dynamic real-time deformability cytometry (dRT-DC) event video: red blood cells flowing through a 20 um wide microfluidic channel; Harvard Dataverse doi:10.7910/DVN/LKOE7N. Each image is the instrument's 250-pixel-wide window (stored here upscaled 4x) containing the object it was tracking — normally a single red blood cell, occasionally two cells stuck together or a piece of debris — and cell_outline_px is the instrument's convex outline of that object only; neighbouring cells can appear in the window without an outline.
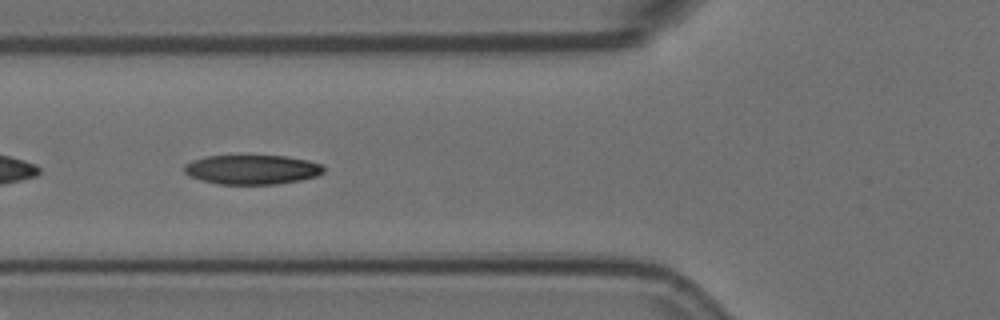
{"species": "Egyptian fruit bat (a non-hibernating species)", "species_latin": "Rousettus aegyptiacus", "temperature_condition": "room temperature", "stored_images_in_passage": 42, "camera_frame_rate_fps": 3000, "um_per_image_px": 0.085, "animal": {"sex": "female"}, "frame": {"image": 1, "passage_image": 5, "time_ms": 1.333, "image_size_px": [1000, 320], "cell_outline_px": [[324, 172], [316, 176], [300, 180], [276, 184], [220, 184], [200, 180], [188, 176], [184, 172], [184, 164], [192, 160], [204, 156], [284, 156], [308, 160], [320, 164], [324, 168]], "centroid_in_image_um": [21.38, 14.41], "position_along_channel_um": 104.4, "area_um2": 23.93}}
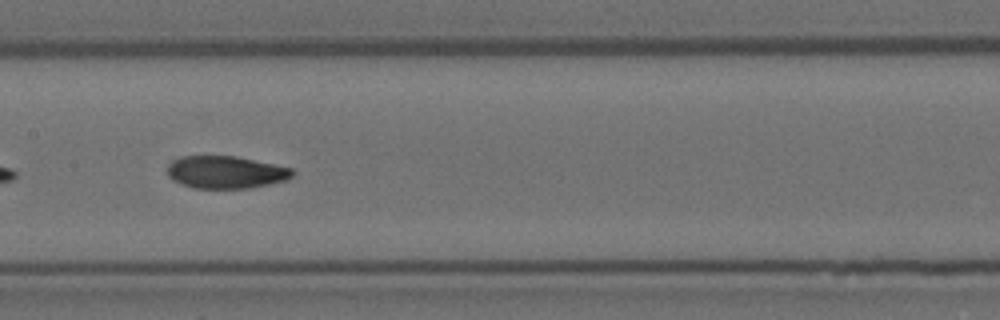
{"frame": {"image": 2, "passage_image": 12, "time_ms": 3.667, "image_size_px": [1000, 320], "cell_outline_px": [[296, 172], [288, 180], [248, 188], [192, 188], [172, 180], [168, 176], [168, 164], [172, 160], [180, 156], [236, 156], [292, 168]], "centroid_in_image_um": [19.18, 14.63], "position_along_channel_um": 188.2, "area_um2": 23.76}}
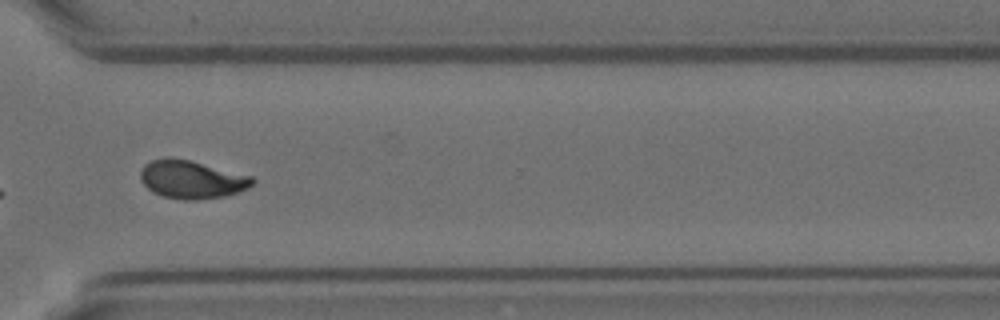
{"frame": {"image": 3, "passage_image": 26, "time_ms": 8.333, "image_size_px": [1000, 320], "cell_outline_px": [[256, 180], [248, 188], [224, 196], [196, 200], [184, 200], [164, 196], [152, 192], [140, 180], [140, 172], [144, 164], [152, 160], [188, 160], [252, 176]], "centroid_in_image_um": [16.3, 15.29], "position_along_channel_um": 354.3, "area_um2": 24.22}, "authors_computed_cell_mechanics": {"area_um2": 24.1315, "velocity_mm_per_s": 3.573, "shape_relaxation_time_tau1_ms": 6.9254, "shape_relaxation_time_tau2_ms": 1.992, "deformation_change_tau1": 0.2141, "deformation_change_tau2": 0.0748}}